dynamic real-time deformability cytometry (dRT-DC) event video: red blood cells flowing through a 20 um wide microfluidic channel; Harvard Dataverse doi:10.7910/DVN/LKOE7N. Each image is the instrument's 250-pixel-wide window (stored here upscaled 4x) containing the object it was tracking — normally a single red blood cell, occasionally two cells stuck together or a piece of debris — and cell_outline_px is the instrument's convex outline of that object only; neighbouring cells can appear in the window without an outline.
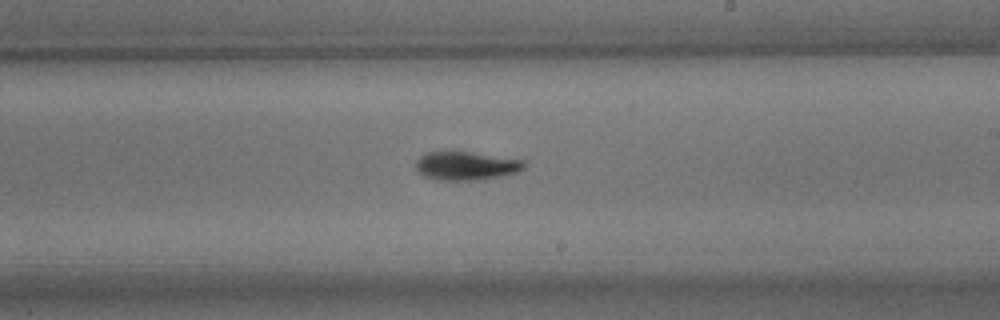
{"species": "common noctule bat (a hibernating species)", "species_latin": "Nyctalus noctula", "temperature_condition": "room temperature", "stored_images_in_passage": 9, "camera_frame_rate_fps": 3000, "um_per_image_px": 0.085, "animal": {"sex": "male", "body_mass_g": 15.6}, "frame": {"image": 1, "passage_image": 9, "time_ms": 10.333, "image_size_px": [1000, 320], "cell_outline_px": [[524, 168], [516, 172], [476, 180], [444, 180], [424, 176], [416, 172], [416, 160], [420, 156], [428, 152], [472, 152], [524, 160]], "centroid_in_image_um": [39.57, 14.08], "position_along_channel_um": 249.4, "area_um2": 17.69}}